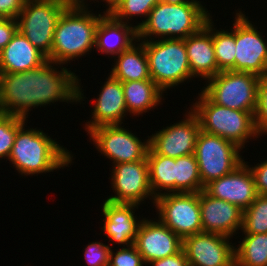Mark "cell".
Wrapping results in <instances>:
<instances>
[{
	"mask_svg": "<svg viewBox=\"0 0 267 266\" xmlns=\"http://www.w3.org/2000/svg\"><path fill=\"white\" fill-rule=\"evenodd\" d=\"M204 190L210 196L237 205L242 210L248 208L258 196L254 177L245 160L228 175L208 183Z\"/></svg>",
	"mask_w": 267,
	"mask_h": 266,
	"instance_id": "obj_18",
	"label": "cell"
},
{
	"mask_svg": "<svg viewBox=\"0 0 267 266\" xmlns=\"http://www.w3.org/2000/svg\"><path fill=\"white\" fill-rule=\"evenodd\" d=\"M190 71L193 78L209 80L218 73V65L213 46L212 16L195 34L184 39Z\"/></svg>",
	"mask_w": 267,
	"mask_h": 266,
	"instance_id": "obj_21",
	"label": "cell"
},
{
	"mask_svg": "<svg viewBox=\"0 0 267 266\" xmlns=\"http://www.w3.org/2000/svg\"><path fill=\"white\" fill-rule=\"evenodd\" d=\"M144 47L150 77L165 93L193 80L184 39L144 41Z\"/></svg>",
	"mask_w": 267,
	"mask_h": 266,
	"instance_id": "obj_6",
	"label": "cell"
},
{
	"mask_svg": "<svg viewBox=\"0 0 267 266\" xmlns=\"http://www.w3.org/2000/svg\"><path fill=\"white\" fill-rule=\"evenodd\" d=\"M259 79L260 76L250 72L220 71L207 80L202 92L217 105L254 115Z\"/></svg>",
	"mask_w": 267,
	"mask_h": 266,
	"instance_id": "obj_7",
	"label": "cell"
},
{
	"mask_svg": "<svg viewBox=\"0 0 267 266\" xmlns=\"http://www.w3.org/2000/svg\"><path fill=\"white\" fill-rule=\"evenodd\" d=\"M165 2L169 3V4H180V3H202V1H198V0H164Z\"/></svg>",
	"mask_w": 267,
	"mask_h": 266,
	"instance_id": "obj_41",
	"label": "cell"
},
{
	"mask_svg": "<svg viewBox=\"0 0 267 266\" xmlns=\"http://www.w3.org/2000/svg\"><path fill=\"white\" fill-rule=\"evenodd\" d=\"M110 250L109 266H146L142 255L134 244Z\"/></svg>",
	"mask_w": 267,
	"mask_h": 266,
	"instance_id": "obj_34",
	"label": "cell"
},
{
	"mask_svg": "<svg viewBox=\"0 0 267 266\" xmlns=\"http://www.w3.org/2000/svg\"><path fill=\"white\" fill-rule=\"evenodd\" d=\"M72 1L78 5L89 7L88 0H72ZM91 1H93V2L96 1L99 3V0H90L89 2H91ZM101 1L105 2V4L107 3L106 11L108 12L118 0H101Z\"/></svg>",
	"mask_w": 267,
	"mask_h": 266,
	"instance_id": "obj_40",
	"label": "cell"
},
{
	"mask_svg": "<svg viewBox=\"0 0 267 266\" xmlns=\"http://www.w3.org/2000/svg\"><path fill=\"white\" fill-rule=\"evenodd\" d=\"M101 86L100 93L91 110V120L85 122L84 130L88 134L92 129L105 125L124 124V117L128 115L124 99L122 82L110 74Z\"/></svg>",
	"mask_w": 267,
	"mask_h": 266,
	"instance_id": "obj_19",
	"label": "cell"
},
{
	"mask_svg": "<svg viewBox=\"0 0 267 266\" xmlns=\"http://www.w3.org/2000/svg\"><path fill=\"white\" fill-rule=\"evenodd\" d=\"M202 232L234 237L242 229L243 210L237 205L199 192ZM234 235V236H233Z\"/></svg>",
	"mask_w": 267,
	"mask_h": 266,
	"instance_id": "obj_17",
	"label": "cell"
},
{
	"mask_svg": "<svg viewBox=\"0 0 267 266\" xmlns=\"http://www.w3.org/2000/svg\"><path fill=\"white\" fill-rule=\"evenodd\" d=\"M184 117L149 136V147L156 154L171 158L194 154L200 121L191 109Z\"/></svg>",
	"mask_w": 267,
	"mask_h": 266,
	"instance_id": "obj_14",
	"label": "cell"
},
{
	"mask_svg": "<svg viewBox=\"0 0 267 266\" xmlns=\"http://www.w3.org/2000/svg\"><path fill=\"white\" fill-rule=\"evenodd\" d=\"M28 121L16 115H4L0 119V159L8 160L17 130Z\"/></svg>",
	"mask_w": 267,
	"mask_h": 266,
	"instance_id": "obj_32",
	"label": "cell"
},
{
	"mask_svg": "<svg viewBox=\"0 0 267 266\" xmlns=\"http://www.w3.org/2000/svg\"><path fill=\"white\" fill-rule=\"evenodd\" d=\"M110 172L114 195L105 200L140 206L145 199H149L154 205L155 197L151 191L147 157L144 160L115 164Z\"/></svg>",
	"mask_w": 267,
	"mask_h": 266,
	"instance_id": "obj_13",
	"label": "cell"
},
{
	"mask_svg": "<svg viewBox=\"0 0 267 266\" xmlns=\"http://www.w3.org/2000/svg\"><path fill=\"white\" fill-rule=\"evenodd\" d=\"M5 115L3 109L0 107V119Z\"/></svg>",
	"mask_w": 267,
	"mask_h": 266,
	"instance_id": "obj_42",
	"label": "cell"
},
{
	"mask_svg": "<svg viewBox=\"0 0 267 266\" xmlns=\"http://www.w3.org/2000/svg\"><path fill=\"white\" fill-rule=\"evenodd\" d=\"M154 219L142 218L134 242L146 265L151 261L175 255L183 247V240L175 232L157 217Z\"/></svg>",
	"mask_w": 267,
	"mask_h": 266,
	"instance_id": "obj_16",
	"label": "cell"
},
{
	"mask_svg": "<svg viewBox=\"0 0 267 266\" xmlns=\"http://www.w3.org/2000/svg\"><path fill=\"white\" fill-rule=\"evenodd\" d=\"M138 206L136 204L103 201L101 211L102 216L104 215V224L101 230L114 245L126 247L134 244L137 230L142 221L135 215Z\"/></svg>",
	"mask_w": 267,
	"mask_h": 266,
	"instance_id": "obj_20",
	"label": "cell"
},
{
	"mask_svg": "<svg viewBox=\"0 0 267 266\" xmlns=\"http://www.w3.org/2000/svg\"><path fill=\"white\" fill-rule=\"evenodd\" d=\"M241 148L218 135L199 132L194 151L204 187L230 172L244 162ZM243 157V158H242Z\"/></svg>",
	"mask_w": 267,
	"mask_h": 266,
	"instance_id": "obj_9",
	"label": "cell"
},
{
	"mask_svg": "<svg viewBox=\"0 0 267 266\" xmlns=\"http://www.w3.org/2000/svg\"><path fill=\"white\" fill-rule=\"evenodd\" d=\"M147 162L154 197L175 193V158L158 155L149 147Z\"/></svg>",
	"mask_w": 267,
	"mask_h": 266,
	"instance_id": "obj_26",
	"label": "cell"
},
{
	"mask_svg": "<svg viewBox=\"0 0 267 266\" xmlns=\"http://www.w3.org/2000/svg\"><path fill=\"white\" fill-rule=\"evenodd\" d=\"M211 16L201 3L169 4L161 0L137 28V39H186L197 33Z\"/></svg>",
	"mask_w": 267,
	"mask_h": 266,
	"instance_id": "obj_4",
	"label": "cell"
},
{
	"mask_svg": "<svg viewBox=\"0 0 267 266\" xmlns=\"http://www.w3.org/2000/svg\"><path fill=\"white\" fill-rule=\"evenodd\" d=\"M100 13L103 14H94L93 9L72 1L58 18L51 54L47 59L68 66L70 61L90 54L95 47L99 20L107 11Z\"/></svg>",
	"mask_w": 267,
	"mask_h": 266,
	"instance_id": "obj_3",
	"label": "cell"
},
{
	"mask_svg": "<svg viewBox=\"0 0 267 266\" xmlns=\"http://www.w3.org/2000/svg\"><path fill=\"white\" fill-rule=\"evenodd\" d=\"M26 0H0V18L17 19Z\"/></svg>",
	"mask_w": 267,
	"mask_h": 266,
	"instance_id": "obj_38",
	"label": "cell"
},
{
	"mask_svg": "<svg viewBox=\"0 0 267 266\" xmlns=\"http://www.w3.org/2000/svg\"><path fill=\"white\" fill-rule=\"evenodd\" d=\"M161 0H118L108 13L117 21L130 23L133 17H144L140 23H136L138 28L148 17L152 8Z\"/></svg>",
	"mask_w": 267,
	"mask_h": 266,
	"instance_id": "obj_30",
	"label": "cell"
},
{
	"mask_svg": "<svg viewBox=\"0 0 267 266\" xmlns=\"http://www.w3.org/2000/svg\"><path fill=\"white\" fill-rule=\"evenodd\" d=\"M112 246L99 241L88 243L84 250L87 266H109L110 250Z\"/></svg>",
	"mask_w": 267,
	"mask_h": 266,
	"instance_id": "obj_35",
	"label": "cell"
},
{
	"mask_svg": "<svg viewBox=\"0 0 267 266\" xmlns=\"http://www.w3.org/2000/svg\"><path fill=\"white\" fill-rule=\"evenodd\" d=\"M240 9L235 13V71L263 76L267 74V40Z\"/></svg>",
	"mask_w": 267,
	"mask_h": 266,
	"instance_id": "obj_12",
	"label": "cell"
},
{
	"mask_svg": "<svg viewBox=\"0 0 267 266\" xmlns=\"http://www.w3.org/2000/svg\"><path fill=\"white\" fill-rule=\"evenodd\" d=\"M47 60V56L17 30L11 41L0 51V73L26 72Z\"/></svg>",
	"mask_w": 267,
	"mask_h": 266,
	"instance_id": "obj_23",
	"label": "cell"
},
{
	"mask_svg": "<svg viewBox=\"0 0 267 266\" xmlns=\"http://www.w3.org/2000/svg\"><path fill=\"white\" fill-rule=\"evenodd\" d=\"M245 163L249 166L254 177L257 194L267 195V159L254 166H250L247 161Z\"/></svg>",
	"mask_w": 267,
	"mask_h": 266,
	"instance_id": "obj_36",
	"label": "cell"
},
{
	"mask_svg": "<svg viewBox=\"0 0 267 266\" xmlns=\"http://www.w3.org/2000/svg\"><path fill=\"white\" fill-rule=\"evenodd\" d=\"M89 138L96 150L112 161V165L144 160L149 149L148 139L142 140L132 131L119 125H105L92 129Z\"/></svg>",
	"mask_w": 267,
	"mask_h": 266,
	"instance_id": "obj_11",
	"label": "cell"
},
{
	"mask_svg": "<svg viewBox=\"0 0 267 266\" xmlns=\"http://www.w3.org/2000/svg\"><path fill=\"white\" fill-rule=\"evenodd\" d=\"M17 30V19L0 18V51L11 41Z\"/></svg>",
	"mask_w": 267,
	"mask_h": 266,
	"instance_id": "obj_37",
	"label": "cell"
},
{
	"mask_svg": "<svg viewBox=\"0 0 267 266\" xmlns=\"http://www.w3.org/2000/svg\"><path fill=\"white\" fill-rule=\"evenodd\" d=\"M137 42L114 57L115 63L110 71L113 78L121 82L151 79L144 41Z\"/></svg>",
	"mask_w": 267,
	"mask_h": 266,
	"instance_id": "obj_25",
	"label": "cell"
},
{
	"mask_svg": "<svg viewBox=\"0 0 267 266\" xmlns=\"http://www.w3.org/2000/svg\"><path fill=\"white\" fill-rule=\"evenodd\" d=\"M254 124L256 132L260 137L267 134V74L260 76L258 82Z\"/></svg>",
	"mask_w": 267,
	"mask_h": 266,
	"instance_id": "obj_33",
	"label": "cell"
},
{
	"mask_svg": "<svg viewBox=\"0 0 267 266\" xmlns=\"http://www.w3.org/2000/svg\"><path fill=\"white\" fill-rule=\"evenodd\" d=\"M137 40L136 25L117 21L107 12L99 20L94 48L99 53L114 58Z\"/></svg>",
	"mask_w": 267,
	"mask_h": 266,
	"instance_id": "obj_22",
	"label": "cell"
},
{
	"mask_svg": "<svg viewBox=\"0 0 267 266\" xmlns=\"http://www.w3.org/2000/svg\"><path fill=\"white\" fill-rule=\"evenodd\" d=\"M188 266V260L186 258L185 252L182 249L175 255L165 257L159 260L151 261L147 266Z\"/></svg>",
	"mask_w": 267,
	"mask_h": 266,
	"instance_id": "obj_39",
	"label": "cell"
},
{
	"mask_svg": "<svg viewBox=\"0 0 267 266\" xmlns=\"http://www.w3.org/2000/svg\"><path fill=\"white\" fill-rule=\"evenodd\" d=\"M213 22V46L218 65V73L220 71H235V19L231 26V31L215 28Z\"/></svg>",
	"mask_w": 267,
	"mask_h": 266,
	"instance_id": "obj_29",
	"label": "cell"
},
{
	"mask_svg": "<svg viewBox=\"0 0 267 266\" xmlns=\"http://www.w3.org/2000/svg\"><path fill=\"white\" fill-rule=\"evenodd\" d=\"M244 234L267 233V195H258L253 203L243 210Z\"/></svg>",
	"mask_w": 267,
	"mask_h": 266,
	"instance_id": "obj_31",
	"label": "cell"
},
{
	"mask_svg": "<svg viewBox=\"0 0 267 266\" xmlns=\"http://www.w3.org/2000/svg\"><path fill=\"white\" fill-rule=\"evenodd\" d=\"M242 235L235 246V266H267V233Z\"/></svg>",
	"mask_w": 267,
	"mask_h": 266,
	"instance_id": "obj_27",
	"label": "cell"
},
{
	"mask_svg": "<svg viewBox=\"0 0 267 266\" xmlns=\"http://www.w3.org/2000/svg\"><path fill=\"white\" fill-rule=\"evenodd\" d=\"M27 121L17 130L8 160L22 176L47 174L69 167L73 154L40 128H26ZM66 166V167H65ZM60 168V169H59Z\"/></svg>",
	"mask_w": 267,
	"mask_h": 266,
	"instance_id": "obj_2",
	"label": "cell"
},
{
	"mask_svg": "<svg viewBox=\"0 0 267 266\" xmlns=\"http://www.w3.org/2000/svg\"><path fill=\"white\" fill-rule=\"evenodd\" d=\"M71 2L72 0H26L17 17L18 31L48 57L58 18Z\"/></svg>",
	"mask_w": 267,
	"mask_h": 266,
	"instance_id": "obj_8",
	"label": "cell"
},
{
	"mask_svg": "<svg viewBox=\"0 0 267 266\" xmlns=\"http://www.w3.org/2000/svg\"><path fill=\"white\" fill-rule=\"evenodd\" d=\"M232 238L201 232L183 239L182 249L191 266H235Z\"/></svg>",
	"mask_w": 267,
	"mask_h": 266,
	"instance_id": "obj_15",
	"label": "cell"
},
{
	"mask_svg": "<svg viewBox=\"0 0 267 266\" xmlns=\"http://www.w3.org/2000/svg\"><path fill=\"white\" fill-rule=\"evenodd\" d=\"M129 116H140L158 107L165 93L152 79L122 82Z\"/></svg>",
	"mask_w": 267,
	"mask_h": 266,
	"instance_id": "obj_24",
	"label": "cell"
},
{
	"mask_svg": "<svg viewBox=\"0 0 267 266\" xmlns=\"http://www.w3.org/2000/svg\"><path fill=\"white\" fill-rule=\"evenodd\" d=\"M158 219L182 240L201 233L199 192L166 193L155 198Z\"/></svg>",
	"mask_w": 267,
	"mask_h": 266,
	"instance_id": "obj_10",
	"label": "cell"
},
{
	"mask_svg": "<svg viewBox=\"0 0 267 266\" xmlns=\"http://www.w3.org/2000/svg\"><path fill=\"white\" fill-rule=\"evenodd\" d=\"M201 190L203 184L195 155L175 158V193H196Z\"/></svg>",
	"mask_w": 267,
	"mask_h": 266,
	"instance_id": "obj_28",
	"label": "cell"
},
{
	"mask_svg": "<svg viewBox=\"0 0 267 266\" xmlns=\"http://www.w3.org/2000/svg\"><path fill=\"white\" fill-rule=\"evenodd\" d=\"M190 106L200 121L203 132L218 135L245 149L248 140L260 138L251 112L233 110L213 103L202 91ZM250 138V139H249Z\"/></svg>",
	"mask_w": 267,
	"mask_h": 266,
	"instance_id": "obj_5",
	"label": "cell"
},
{
	"mask_svg": "<svg viewBox=\"0 0 267 266\" xmlns=\"http://www.w3.org/2000/svg\"><path fill=\"white\" fill-rule=\"evenodd\" d=\"M82 88L81 79L75 72L47 60L26 72L0 73V107L5 115L27 119L32 108L39 106L58 101L81 104L87 98Z\"/></svg>",
	"mask_w": 267,
	"mask_h": 266,
	"instance_id": "obj_1",
	"label": "cell"
}]
</instances>
